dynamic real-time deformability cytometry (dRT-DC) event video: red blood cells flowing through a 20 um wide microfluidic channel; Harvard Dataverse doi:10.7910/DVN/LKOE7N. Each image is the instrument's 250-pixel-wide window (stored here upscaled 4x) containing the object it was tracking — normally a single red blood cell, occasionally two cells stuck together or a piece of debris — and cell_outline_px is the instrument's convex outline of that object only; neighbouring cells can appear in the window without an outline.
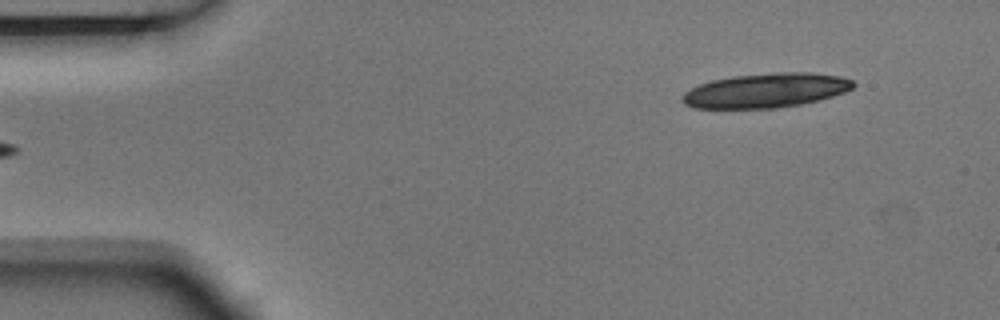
{"species": "Egyptian fruit bat (a non-hibernating species)", "species_latin": "Rousettus aegyptiacus", "temperature_condition": "room temperature", "stored_images_in_passage": 9, "segment_of_instrument_passage": [1, 2], "camera_frame_rate_fps": 3000, "um_per_image_px": 0.085, "animal": {"sex": "male"}, "frame": {"image": 1, "passage_image": 1, "time_ms": 0.0, "image_size_px": [1000, 320], "cell_outline_px": [[856, 84], [852, 88], [844, 92], [820, 100], [800, 104], [776, 108], [692, 108], [684, 104], [684, 92], [700, 84], [712, 80], [736, 76], [776, 72], [812, 72], [840, 76], [852, 80]], "centroid_in_image_um": [65.13, 7.68], "position_along_channel_um": 19.9, "area_um2": 34.1}}